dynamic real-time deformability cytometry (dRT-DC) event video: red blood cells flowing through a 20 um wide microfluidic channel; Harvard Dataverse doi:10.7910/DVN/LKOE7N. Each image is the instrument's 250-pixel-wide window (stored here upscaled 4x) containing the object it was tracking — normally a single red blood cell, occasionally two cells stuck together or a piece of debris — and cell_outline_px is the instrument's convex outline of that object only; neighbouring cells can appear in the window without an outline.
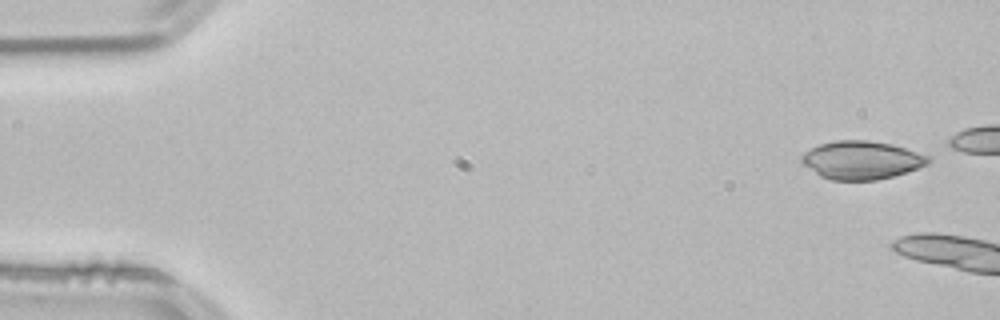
{"species": "common noctule bat (a hibernating species)", "species_latin": "Nyctalus noctula", "temperature_condition": "room temperature", "stored_images_in_passage": 13, "camera_frame_rate_fps": 3000, "um_per_image_px": 0.085, "animal": {"sex": "male", "body_mass_g": 21.5, "forearm_length_mm": 52.0}, "frame": {"image": 1, "passage_image": 1, "time_ms": 0.0, "image_size_px": [1000, 320], "cell_outline_px": [[932, 160], [928, 164], [892, 176], [876, 180], [832, 180], [820, 176], [804, 164], [800, 160], [800, 156], [804, 152], [820, 144], [836, 140], [868, 140], [892, 144], [932, 156]], "centroid_in_image_um": [73.24, 13.6], "position_along_channel_um": 11.8, "area_um2": 28.15}}